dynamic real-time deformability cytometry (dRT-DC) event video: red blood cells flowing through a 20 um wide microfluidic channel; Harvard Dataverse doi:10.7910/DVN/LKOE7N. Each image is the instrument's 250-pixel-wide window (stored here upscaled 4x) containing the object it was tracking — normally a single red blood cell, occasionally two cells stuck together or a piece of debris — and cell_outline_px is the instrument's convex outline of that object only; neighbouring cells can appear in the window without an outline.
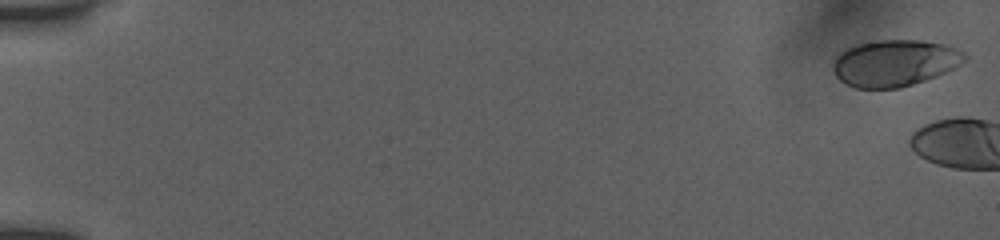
{"species": "human", "species_latin": "Homo sapiens", "temperature_condition": "room temperature", "stored_images_in_passage": 4, "camera_frame_rate_fps": 3000, "um_per_image_px": 0.085, "donor": {"sex": "female"}, "frame": {"image": 1, "passage_image": 1, "time_ms": 0.0, "image_size_px": [1000, 240], "cell_outline_px": [[968, 56], [960, 64], [936, 76], [900, 88], [856, 88], [840, 80], [836, 76], [832, 68], [832, 64], [836, 56], [840, 52], [856, 44], [880, 40], [920, 40], [944, 44], [956, 48], [964, 52]], "centroid_in_image_um": [76.03, 5.35], "position_along_channel_um": 9.0, "area_um2": 35.55}}